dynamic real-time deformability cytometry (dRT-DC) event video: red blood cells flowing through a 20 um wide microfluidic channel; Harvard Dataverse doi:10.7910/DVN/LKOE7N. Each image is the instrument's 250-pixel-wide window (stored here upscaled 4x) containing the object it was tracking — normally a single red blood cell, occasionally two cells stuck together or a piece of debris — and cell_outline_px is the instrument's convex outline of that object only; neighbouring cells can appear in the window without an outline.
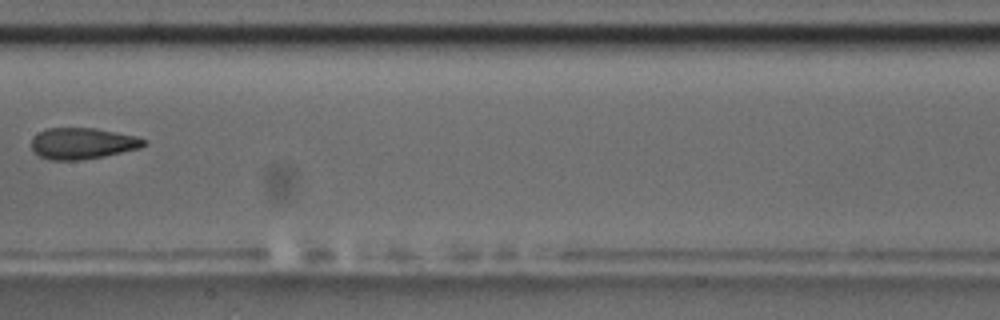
{"species": "common noctule bat (a hibernating species)", "species_latin": "Nyctalus noctula", "temperature_condition": "room temperature", "stored_images_in_passage": 9, "camera_frame_rate_fps": 3000, "um_per_image_px": 0.085, "animal": {"sex": "male", "body_mass_g": 17.5, "forearm_length_mm": 52.3}, "frame": {"image": 1, "passage_image": 9, "time_ms": 9.333, "image_size_px": [1000, 320], "cell_outline_px": [[148, 144], [140, 148], [104, 156], [76, 160], [52, 160], [40, 156], [32, 148], [32, 136], [48, 128], [96, 128], [136, 136], [148, 140]], "centroid_in_image_um": [7.05, 12.18], "position_along_channel_um": 200.4, "area_um2": 20.4}}